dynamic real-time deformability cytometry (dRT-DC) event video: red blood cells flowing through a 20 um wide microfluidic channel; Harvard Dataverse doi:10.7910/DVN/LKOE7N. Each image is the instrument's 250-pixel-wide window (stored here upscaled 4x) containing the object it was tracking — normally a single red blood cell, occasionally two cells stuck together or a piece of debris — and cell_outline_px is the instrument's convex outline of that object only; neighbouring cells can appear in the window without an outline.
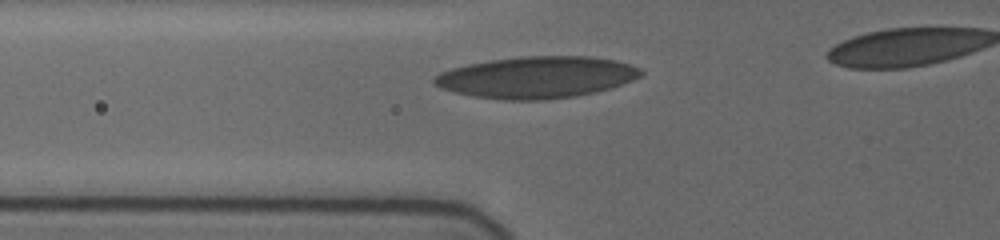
{"species": "human", "species_latin": "Homo sapiens", "temperature_condition": "cold", "stored_images_in_passage": 5, "camera_frame_rate_fps": 3000, "um_per_image_px": 0.085, "donor": {"sex": "female"}, "frame": {"image": 1, "passage_image": 3, "time_ms": 1.667, "image_size_px": [1000, 240], "cell_outline_px": [[644, 72], [640, 76], [632, 80], [608, 88], [592, 92], [572, 96], [544, 100], [504, 100], [472, 96], [440, 88], [432, 84], [432, 80], [440, 72], [452, 68], [468, 64], [492, 60], [524, 56], [588, 56], [616, 60], [640, 68]], "centroid_in_image_um": [45.58, 6.56], "position_along_channel_um": 80.2, "area_um2": 49.82}}
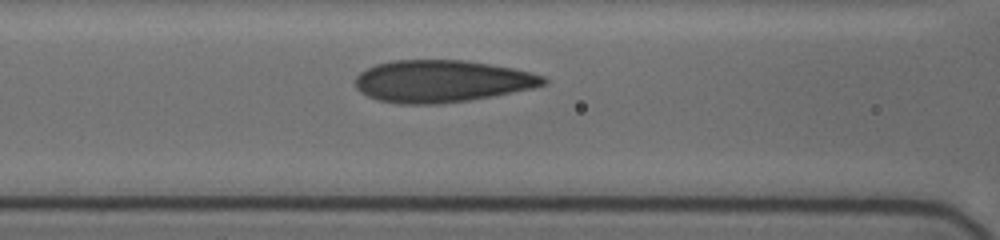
{"frame": {"image": 2, "passage_image": 5, "time_ms": 3.0, "image_size_px": [1000, 240], "cell_outline_px": [[548, 80], [544, 84], [532, 88], [492, 96], [468, 100], [436, 104], [404, 104], [380, 100], [368, 96], [360, 92], [356, 88], [356, 76], [360, 72], [376, 64], [392, 60], [468, 60], [512, 68], [544, 76]], "centroid_in_image_um": [37.53, 6.89], "position_along_channel_um": 129.1, "area_um2": 45.89}}